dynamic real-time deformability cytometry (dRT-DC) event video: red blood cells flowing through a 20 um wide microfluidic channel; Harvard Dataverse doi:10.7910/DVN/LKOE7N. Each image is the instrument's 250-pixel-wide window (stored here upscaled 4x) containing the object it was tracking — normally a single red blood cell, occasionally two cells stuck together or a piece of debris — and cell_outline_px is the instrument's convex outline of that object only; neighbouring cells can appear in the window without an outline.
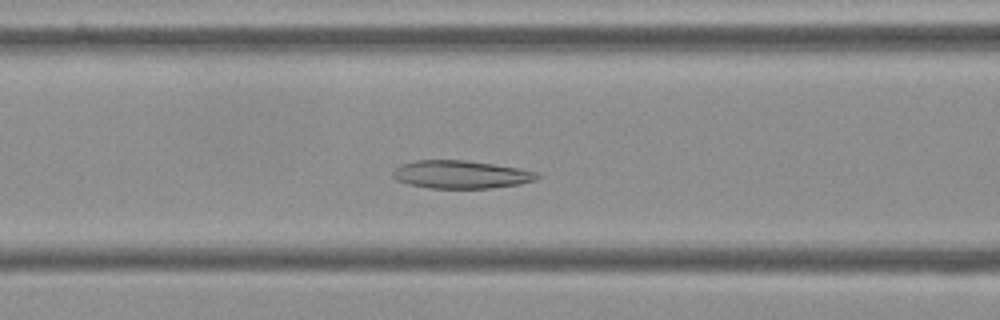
{"species": "Egyptian fruit bat (a non-hibernating species)", "species_latin": "Rousettus aegyptiacus", "temperature_condition": "cold", "stored_images_in_passage": 48, "camera_frame_rate_fps": 3000, "um_per_image_px": 0.085, "frame": {"image": 1, "passage_image": 14, "time_ms": 4.333, "image_size_px": [1000, 320], "cell_outline_px": [[540, 176], [536, 180], [520, 184], [492, 188], [428, 188], [408, 184], [396, 180], [392, 176], [392, 172], [400, 164], [416, 160], [464, 160], [520, 168], [536, 172]], "centroid_in_image_um": [39.16, 14.83], "position_along_channel_um": 127.4, "area_um2": 23.58}}
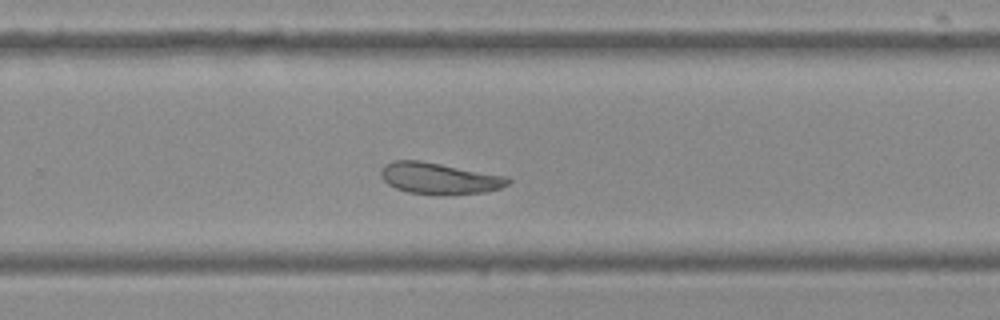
{"frame": {"image": 2, "passage_image": 28, "time_ms": 9.0, "image_size_px": [1000, 320], "cell_outline_px": [[512, 180], [508, 184], [500, 188], [484, 192], [444, 196], [408, 192], [396, 188], [388, 184], [380, 176], [380, 172], [384, 164], [392, 160], [420, 160], [508, 176]], "centroid_in_image_um": [37.34, 15.16], "position_along_channel_um": 292.5, "area_um2": 23.58}}
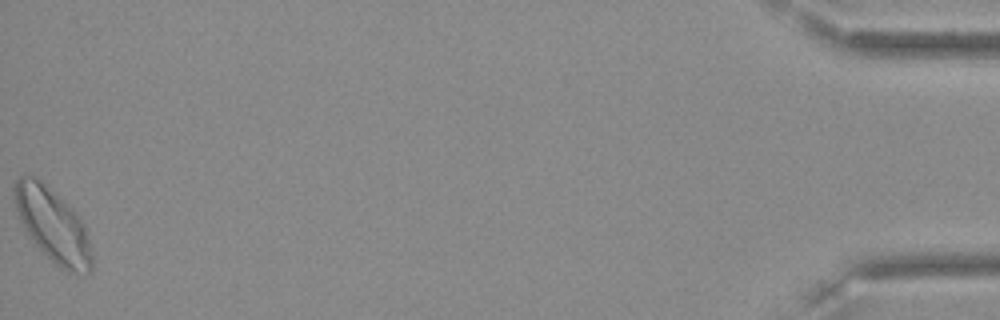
{"frame": {"image": 3, "passage_image": 48, "time_ms": 15.667, "image_size_px": [1000, 320], "cell_outline_px": [[92, 272], [76, 276], [60, 268], [28, 236], [20, 220], [16, 208], [12, 192], [12, 184], [24, 172], [36, 176], [80, 216], [84, 224], [92, 252]], "centroid_in_image_um": [4.48, 19.13], "position_along_channel_um": 430.7, "area_um2": 33.58}, "authors_computed_cell_mechanics": {"area_um2": 24.9407, "velocity_mm_per_s": 3.5408, "shape_relaxation_time_tau1_ms": null, "shape_relaxation_time_tau2_ms": 5.0924, "deformation_change_tau1": null, "deformation_change_tau2": 0.1137}}